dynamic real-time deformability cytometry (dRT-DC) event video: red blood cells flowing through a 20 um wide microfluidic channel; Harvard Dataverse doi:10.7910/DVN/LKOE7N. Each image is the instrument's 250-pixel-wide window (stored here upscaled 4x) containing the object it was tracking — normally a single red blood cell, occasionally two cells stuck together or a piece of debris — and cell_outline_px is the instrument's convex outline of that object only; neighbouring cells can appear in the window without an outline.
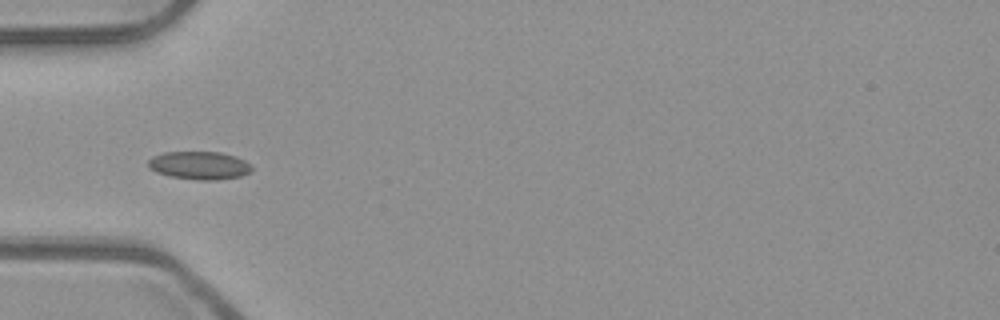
{"species": "common noctule bat (a hibernating species)", "species_latin": "Nyctalus noctula", "temperature_condition": "room temperature", "stored_images_in_passage": 36, "camera_frame_rate_fps": 3000, "um_per_image_px": 0.085, "animal": {"sex": "male", "body_mass_g": 23.1, "forearm_length_mm": 52.7}, "frame": {"image": 1, "passage_image": 1, "time_ms": 0.0, "image_size_px": [1000, 320], "cell_outline_px": [[252, 168], [248, 172], [240, 176], [216, 180], [196, 180], [168, 176], [156, 172], [148, 168], [148, 160], [152, 156], [164, 152], [220, 152], [236, 156], [244, 160]], "centroid_in_image_um": [16.89, 14.06], "position_along_channel_um": 68.1, "area_um2": 16.94}}
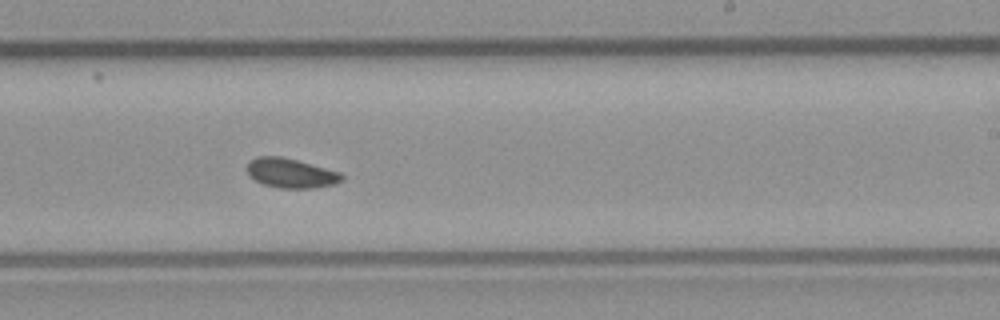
{"frame": {"image": 2, "passage_image": 16, "time_ms": 5.0, "image_size_px": [1000, 320], "cell_outline_px": [[344, 180], [336, 184], [312, 188], [280, 188], [264, 184], [248, 176], [248, 164], [256, 156], [280, 156], [296, 160], [340, 172], [344, 176]], "centroid_in_image_um": [24.75, 14.72], "position_along_channel_um": 264.3, "area_um2": 16.18}}
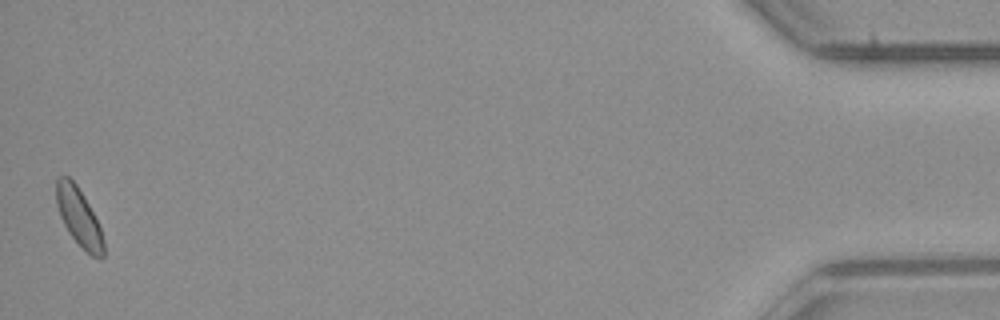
{"frame": {"image": 3, "passage_image": 36, "time_ms": 11.667, "image_size_px": [1000, 320], "cell_outline_px": [[104, 256], [92, 256], [68, 232], [60, 216], [56, 204], [56, 180], [60, 176], [68, 176], [76, 184], [88, 204], [100, 228], [104, 240]], "centroid_in_image_um": [6.68, 18.42], "position_along_channel_um": 428.5, "area_um2": 15.49}, "authors_computed_cell_mechanics": {"area_um2": 16.0106, "velocity_mm_per_s": 3.9171, "shape_relaxation_time_tau1_ms": null, "shape_relaxation_time_tau2_ms": 5.0506, "deformation_change_tau1": null, "deformation_change_tau2": 0.067}}